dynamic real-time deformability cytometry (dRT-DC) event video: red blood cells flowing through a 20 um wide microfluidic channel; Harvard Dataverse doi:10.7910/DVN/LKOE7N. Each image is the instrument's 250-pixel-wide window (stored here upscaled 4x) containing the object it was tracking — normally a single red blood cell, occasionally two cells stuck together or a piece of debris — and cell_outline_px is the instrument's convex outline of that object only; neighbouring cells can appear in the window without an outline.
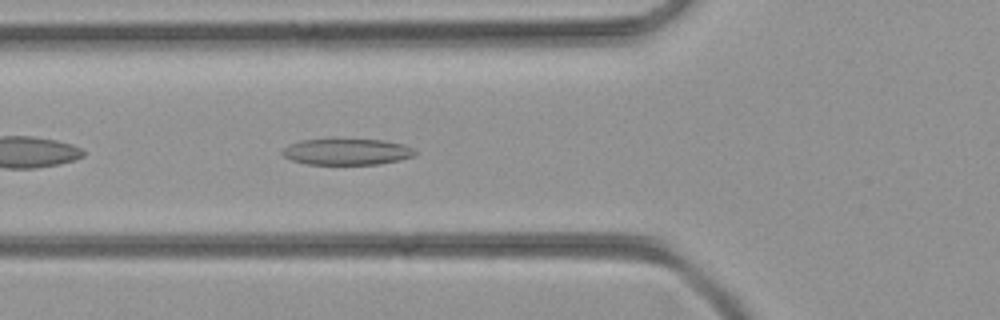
{"species": "common noctule bat (a hibernating species)", "species_latin": "Nyctalus noctula", "temperature_condition": "room temperature", "stored_images_in_passage": 37, "camera_frame_rate_fps": 3000, "um_per_image_px": 0.085, "animal": {"sex": "female", "body_mass_g": 21.9}, "frame": {"image": 1, "passage_image": 7, "time_ms": 2.0, "image_size_px": [1000, 320], "cell_outline_px": [[416, 156], [400, 160], [380, 164], [308, 164], [292, 160], [284, 156], [280, 152], [284, 148], [300, 140], [332, 136], [336, 136], [384, 140], [404, 144], [412, 148], [416, 152]], "centroid_in_image_um": [29.49, 12.84], "position_along_channel_um": 96.3, "area_um2": 21.33}}
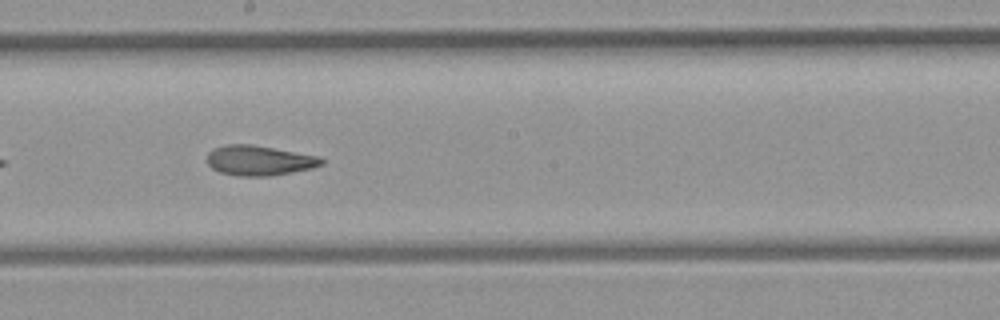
{"frame": {"image": 2, "passage_image": 16, "time_ms": 5.0, "image_size_px": [1000, 320], "cell_outline_px": [[324, 164], [312, 168], [272, 176], [236, 176], [220, 172], [212, 168], [208, 164], [208, 152], [212, 148], [228, 144], [252, 144], [320, 156], [324, 160]], "centroid_in_image_um": [22.04, 13.64], "position_along_channel_um": 226.2, "area_um2": 20.17}}
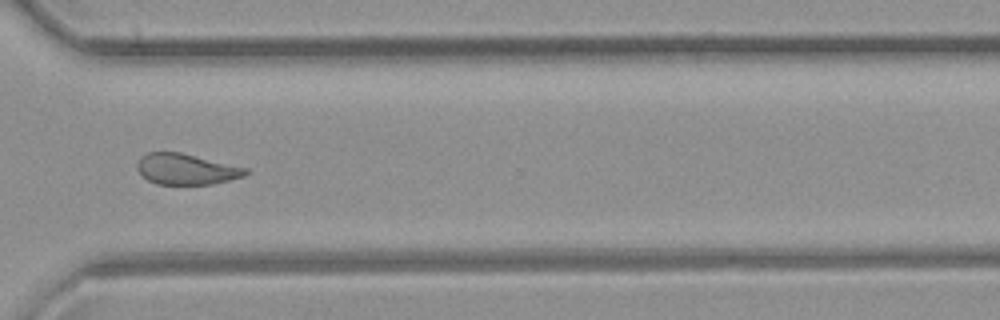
{"frame": {"image": 3, "passage_image": 25, "time_ms": 8.0, "image_size_px": [1000, 320], "cell_outline_px": [[248, 172], [244, 176], [212, 184], [156, 184], [148, 180], [136, 168], [136, 164], [140, 156], [148, 152], [180, 152], [248, 168]], "centroid_in_image_um": [15.81, 14.37], "position_along_channel_um": 354.8, "area_um2": 19.42}}